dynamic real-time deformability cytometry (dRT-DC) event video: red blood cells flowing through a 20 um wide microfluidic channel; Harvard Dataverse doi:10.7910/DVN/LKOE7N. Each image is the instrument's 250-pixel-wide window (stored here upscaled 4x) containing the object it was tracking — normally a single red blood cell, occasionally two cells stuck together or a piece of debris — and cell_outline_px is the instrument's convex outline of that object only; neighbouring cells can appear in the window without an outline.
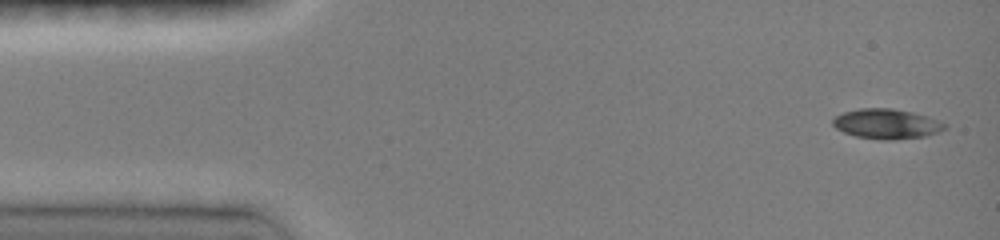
{"species": "common noctule bat (a hibernating species)", "species_latin": "Nyctalus noctula", "temperature_condition": "room temperature", "stored_images_in_passage": 16, "camera_frame_rate_fps": 3000, "um_per_image_px": 0.085, "animal": {"sex": "female", "body_mass_g": 19.0, "forearm_length_mm": 51.5}, "frame": {"image": 1, "passage_image": 1, "time_ms": 0.0, "image_size_px": [1000, 240], "cell_outline_px": [[948, 128], [924, 136], [892, 140], [880, 140], [856, 136], [844, 132], [836, 128], [832, 124], [832, 120], [836, 116], [844, 112], [860, 108], [892, 108], [912, 112], [928, 116], [940, 120], [948, 124]], "centroid_in_image_um": [75.39, 10.52], "position_along_channel_um": 9.6, "area_um2": 19.59}}
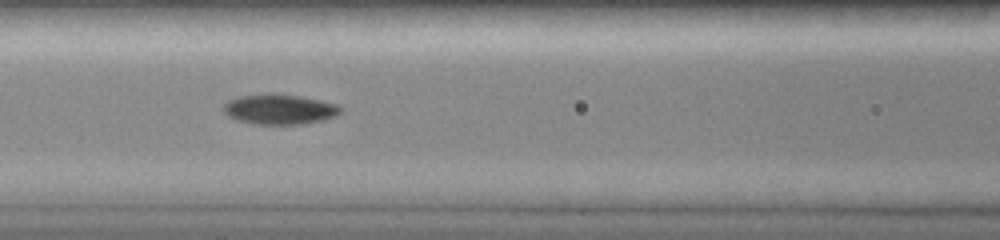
{"frame": {"image": 2, "passage_image": 10, "time_ms": 6.0, "image_size_px": [1000, 240], "cell_outline_px": [[344, 108], [336, 116], [324, 120], [304, 124], [256, 124], [236, 120], [228, 116], [224, 112], [224, 104], [228, 100], [240, 96], [300, 96], [320, 100], [336, 104]], "centroid_in_image_um": [23.8, 9.33], "position_along_channel_um": 142.8, "area_um2": 19.94}}
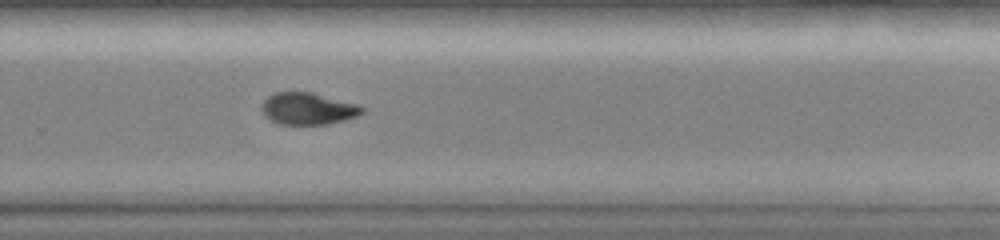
{"frame": {"image": 3, "passage_image": 16, "time_ms": 10.0, "image_size_px": [1000, 240], "cell_outline_px": [[364, 112], [356, 116], [344, 120], [328, 124], [280, 124], [268, 120], [264, 116], [260, 108], [264, 100], [268, 96], [276, 92], [312, 92], [360, 104], [364, 108]], "centroid_in_image_um": [26.17, 9.23], "position_along_channel_um": 303.6, "area_um2": 18.9}}